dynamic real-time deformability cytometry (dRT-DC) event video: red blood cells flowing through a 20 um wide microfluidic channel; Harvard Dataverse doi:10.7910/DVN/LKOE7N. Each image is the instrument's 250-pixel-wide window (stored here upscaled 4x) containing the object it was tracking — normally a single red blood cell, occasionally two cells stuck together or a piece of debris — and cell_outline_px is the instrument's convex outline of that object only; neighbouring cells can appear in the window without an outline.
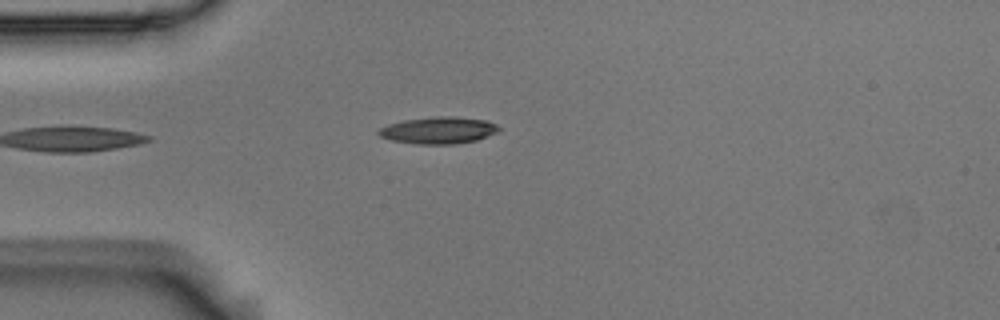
{"species": "Egyptian fruit bat (a non-hibernating species)", "species_latin": "Rousettus aegyptiacus", "temperature_condition": "room temperature", "stored_images_in_passage": 26, "camera_frame_rate_fps": 3000, "um_per_image_px": 0.085, "animal": {"sex": "male"}, "frame": {"image": 1, "passage_image": 1, "time_ms": 0.0, "image_size_px": [1000, 320], "cell_outline_px": [[500, 128], [496, 132], [476, 140], [456, 144], [416, 144], [392, 140], [380, 136], [376, 132], [380, 128], [388, 124], [404, 120], [436, 116], [448, 116], [488, 120], [496, 124]], "centroid_in_image_um": [37.26, 11.07], "position_along_channel_um": 47.7, "area_um2": 18.73}}
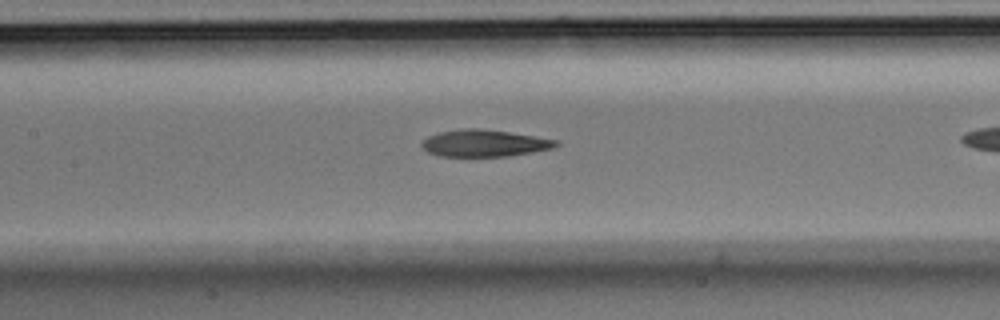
{"frame": {"image": 2, "passage_image": 8, "time_ms": 2.333, "image_size_px": [1000, 320], "cell_outline_px": [[560, 144], [552, 148], [532, 152], [508, 156], [440, 156], [428, 152], [420, 144], [428, 136], [440, 132], [460, 128], [476, 128], [508, 132], [556, 140]], "centroid_in_image_um": [41.13, 12.17], "position_along_channel_um": 166.3, "area_um2": 20.75}}
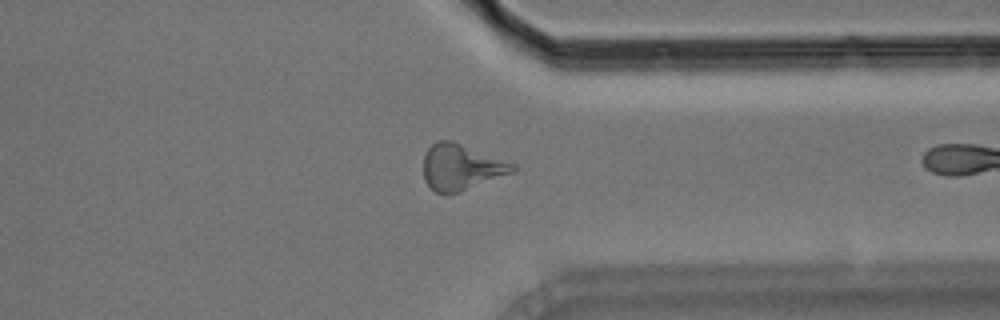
{"frame": {"image": 3, "passage_image": 25, "time_ms": 8.0, "image_size_px": [1000, 320], "cell_outline_px": [[516, 168], [512, 172], [448, 196], [436, 192], [424, 180], [424, 156], [428, 148], [436, 140], [452, 140], [516, 164]], "centroid_in_image_um": [39.17, 14.2], "position_along_channel_um": 372.2, "area_um2": 23.76}}